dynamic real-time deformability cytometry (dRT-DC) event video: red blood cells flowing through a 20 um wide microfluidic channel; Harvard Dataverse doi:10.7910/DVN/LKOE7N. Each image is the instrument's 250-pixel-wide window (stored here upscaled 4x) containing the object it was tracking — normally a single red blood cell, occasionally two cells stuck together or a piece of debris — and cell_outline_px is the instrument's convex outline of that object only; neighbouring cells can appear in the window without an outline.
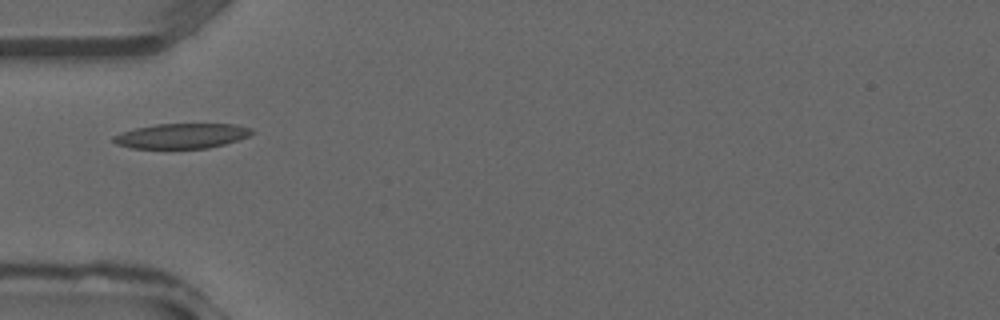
{"species": "common noctule bat (a hibernating species)", "species_latin": "Nyctalus noctula", "temperature_condition": "warm", "stored_images_in_passage": 22, "camera_frame_rate_fps": 3000, "um_per_image_px": 0.085, "animal": {"sex": "male", "forearm_length_mm": 52.5}, "frame": {"image": 1, "passage_image": 1, "time_ms": 0.0, "image_size_px": [1000, 320], "cell_outline_px": [[256, 132], [248, 136], [224, 144], [208, 148], [132, 148], [116, 144], [112, 140], [112, 136], [136, 128], [156, 124], [236, 124], [252, 128]], "centroid_in_image_um": [15.47, 11.55], "position_along_channel_um": 69.5, "area_um2": 20.06}}
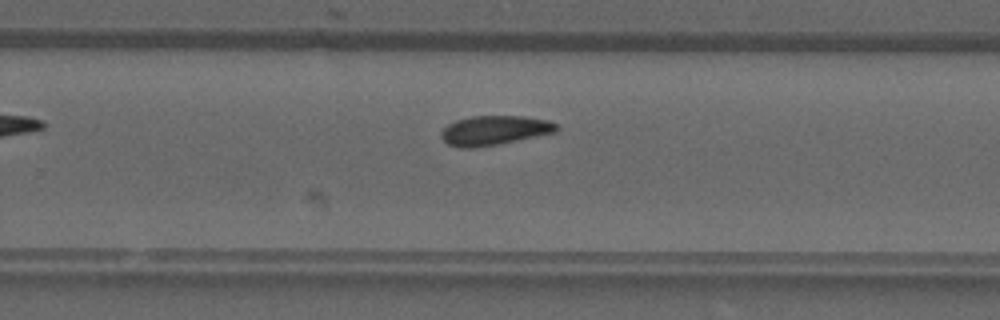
{"frame": {"image": 2, "passage_image": 13, "time_ms": 4.0, "image_size_px": [1000, 320], "cell_outline_px": [[560, 128], [556, 132], [500, 144], [472, 148], [460, 148], [448, 144], [440, 136], [440, 132], [448, 124], [456, 120], [472, 116], [524, 116], [548, 120], [556, 124]], "centroid_in_image_um": [42.02, 11.08], "position_along_channel_um": 287.8, "area_um2": 19.88}}